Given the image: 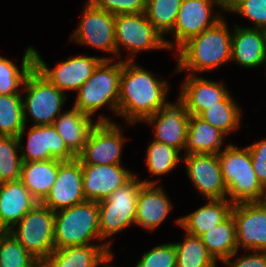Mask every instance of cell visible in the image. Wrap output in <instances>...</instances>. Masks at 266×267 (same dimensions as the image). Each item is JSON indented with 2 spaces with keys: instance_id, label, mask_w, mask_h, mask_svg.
<instances>
[{
  "instance_id": "cell-31",
  "label": "cell",
  "mask_w": 266,
  "mask_h": 267,
  "mask_svg": "<svg viewBox=\"0 0 266 267\" xmlns=\"http://www.w3.org/2000/svg\"><path fill=\"white\" fill-rule=\"evenodd\" d=\"M176 267H217V262L209 254L199 236L186 232L183 242L174 243Z\"/></svg>"
},
{
  "instance_id": "cell-39",
  "label": "cell",
  "mask_w": 266,
  "mask_h": 267,
  "mask_svg": "<svg viewBox=\"0 0 266 267\" xmlns=\"http://www.w3.org/2000/svg\"><path fill=\"white\" fill-rule=\"evenodd\" d=\"M135 267H176L174 243H163L145 252Z\"/></svg>"
},
{
  "instance_id": "cell-44",
  "label": "cell",
  "mask_w": 266,
  "mask_h": 267,
  "mask_svg": "<svg viewBox=\"0 0 266 267\" xmlns=\"http://www.w3.org/2000/svg\"><path fill=\"white\" fill-rule=\"evenodd\" d=\"M264 33H265V44H266V29L264 30Z\"/></svg>"
},
{
  "instance_id": "cell-23",
  "label": "cell",
  "mask_w": 266,
  "mask_h": 267,
  "mask_svg": "<svg viewBox=\"0 0 266 267\" xmlns=\"http://www.w3.org/2000/svg\"><path fill=\"white\" fill-rule=\"evenodd\" d=\"M37 203L20 179L0 183V231H8Z\"/></svg>"
},
{
  "instance_id": "cell-20",
  "label": "cell",
  "mask_w": 266,
  "mask_h": 267,
  "mask_svg": "<svg viewBox=\"0 0 266 267\" xmlns=\"http://www.w3.org/2000/svg\"><path fill=\"white\" fill-rule=\"evenodd\" d=\"M178 101L189 115L199 116L203 111L218 105L230 93L221 82L189 74L181 85Z\"/></svg>"
},
{
  "instance_id": "cell-28",
  "label": "cell",
  "mask_w": 266,
  "mask_h": 267,
  "mask_svg": "<svg viewBox=\"0 0 266 267\" xmlns=\"http://www.w3.org/2000/svg\"><path fill=\"white\" fill-rule=\"evenodd\" d=\"M58 171V159L22 162L20 180L31 195L41 202L56 181Z\"/></svg>"
},
{
  "instance_id": "cell-24",
  "label": "cell",
  "mask_w": 266,
  "mask_h": 267,
  "mask_svg": "<svg viewBox=\"0 0 266 267\" xmlns=\"http://www.w3.org/2000/svg\"><path fill=\"white\" fill-rule=\"evenodd\" d=\"M93 122L90 116L72 107L61 113L54 121L53 126L64 140L68 149L77 157L83 150L88 136L98 122H113L102 116Z\"/></svg>"
},
{
  "instance_id": "cell-40",
  "label": "cell",
  "mask_w": 266,
  "mask_h": 267,
  "mask_svg": "<svg viewBox=\"0 0 266 267\" xmlns=\"http://www.w3.org/2000/svg\"><path fill=\"white\" fill-rule=\"evenodd\" d=\"M97 8L114 16L120 14L144 13L147 0H89Z\"/></svg>"
},
{
  "instance_id": "cell-12",
  "label": "cell",
  "mask_w": 266,
  "mask_h": 267,
  "mask_svg": "<svg viewBox=\"0 0 266 267\" xmlns=\"http://www.w3.org/2000/svg\"><path fill=\"white\" fill-rule=\"evenodd\" d=\"M103 60L114 58L77 55L58 62L50 69L35 49V67L52 85L64 93L68 90L78 91Z\"/></svg>"
},
{
  "instance_id": "cell-43",
  "label": "cell",
  "mask_w": 266,
  "mask_h": 267,
  "mask_svg": "<svg viewBox=\"0 0 266 267\" xmlns=\"http://www.w3.org/2000/svg\"><path fill=\"white\" fill-rule=\"evenodd\" d=\"M114 258V254L109 251L108 253L105 254V256L96 264L95 267H98V265L105 264L103 267H116L112 265H107V263H110Z\"/></svg>"
},
{
  "instance_id": "cell-19",
  "label": "cell",
  "mask_w": 266,
  "mask_h": 267,
  "mask_svg": "<svg viewBox=\"0 0 266 267\" xmlns=\"http://www.w3.org/2000/svg\"><path fill=\"white\" fill-rule=\"evenodd\" d=\"M189 118V113L177 100L176 104L170 102L143 123L154 125V141L182 151L186 145Z\"/></svg>"
},
{
  "instance_id": "cell-14",
  "label": "cell",
  "mask_w": 266,
  "mask_h": 267,
  "mask_svg": "<svg viewBox=\"0 0 266 267\" xmlns=\"http://www.w3.org/2000/svg\"><path fill=\"white\" fill-rule=\"evenodd\" d=\"M237 248L266 251V201L233 204Z\"/></svg>"
},
{
  "instance_id": "cell-1",
  "label": "cell",
  "mask_w": 266,
  "mask_h": 267,
  "mask_svg": "<svg viewBox=\"0 0 266 267\" xmlns=\"http://www.w3.org/2000/svg\"><path fill=\"white\" fill-rule=\"evenodd\" d=\"M168 90L167 81L133 61L122 60L118 115L128 125L143 122L170 103L166 100Z\"/></svg>"
},
{
  "instance_id": "cell-36",
  "label": "cell",
  "mask_w": 266,
  "mask_h": 267,
  "mask_svg": "<svg viewBox=\"0 0 266 267\" xmlns=\"http://www.w3.org/2000/svg\"><path fill=\"white\" fill-rule=\"evenodd\" d=\"M179 153L178 149L153 140L147 148L146 167L152 175H165L183 163Z\"/></svg>"
},
{
  "instance_id": "cell-17",
  "label": "cell",
  "mask_w": 266,
  "mask_h": 267,
  "mask_svg": "<svg viewBox=\"0 0 266 267\" xmlns=\"http://www.w3.org/2000/svg\"><path fill=\"white\" fill-rule=\"evenodd\" d=\"M187 176L204 198L227 199L217 154H186L183 158Z\"/></svg>"
},
{
  "instance_id": "cell-25",
  "label": "cell",
  "mask_w": 266,
  "mask_h": 267,
  "mask_svg": "<svg viewBox=\"0 0 266 267\" xmlns=\"http://www.w3.org/2000/svg\"><path fill=\"white\" fill-rule=\"evenodd\" d=\"M232 206L233 203L228 199H208L207 204L182 216L175 223L185 232L200 237L223 222L231 214Z\"/></svg>"
},
{
  "instance_id": "cell-10",
  "label": "cell",
  "mask_w": 266,
  "mask_h": 267,
  "mask_svg": "<svg viewBox=\"0 0 266 267\" xmlns=\"http://www.w3.org/2000/svg\"><path fill=\"white\" fill-rule=\"evenodd\" d=\"M226 10L224 0H182L173 30L170 32L175 37L172 43L165 40L167 49H178L191 37L200 34L206 29L215 26L224 17L220 13L212 16L213 6ZM221 15V16H220ZM212 17V18H211Z\"/></svg>"
},
{
  "instance_id": "cell-34",
  "label": "cell",
  "mask_w": 266,
  "mask_h": 267,
  "mask_svg": "<svg viewBox=\"0 0 266 267\" xmlns=\"http://www.w3.org/2000/svg\"><path fill=\"white\" fill-rule=\"evenodd\" d=\"M182 0H147L145 15L155 29L165 38L170 33L177 18Z\"/></svg>"
},
{
  "instance_id": "cell-38",
  "label": "cell",
  "mask_w": 266,
  "mask_h": 267,
  "mask_svg": "<svg viewBox=\"0 0 266 267\" xmlns=\"http://www.w3.org/2000/svg\"><path fill=\"white\" fill-rule=\"evenodd\" d=\"M226 11L241 14L254 23L255 29H266V0H229Z\"/></svg>"
},
{
  "instance_id": "cell-21",
  "label": "cell",
  "mask_w": 266,
  "mask_h": 267,
  "mask_svg": "<svg viewBox=\"0 0 266 267\" xmlns=\"http://www.w3.org/2000/svg\"><path fill=\"white\" fill-rule=\"evenodd\" d=\"M231 39V60L244 68L266 66V44L263 29L234 26Z\"/></svg>"
},
{
  "instance_id": "cell-32",
  "label": "cell",
  "mask_w": 266,
  "mask_h": 267,
  "mask_svg": "<svg viewBox=\"0 0 266 267\" xmlns=\"http://www.w3.org/2000/svg\"><path fill=\"white\" fill-rule=\"evenodd\" d=\"M241 114V109L229 94L223 101L218 102V105H213L203 111L199 117L223 133L230 134L239 128Z\"/></svg>"
},
{
  "instance_id": "cell-13",
  "label": "cell",
  "mask_w": 266,
  "mask_h": 267,
  "mask_svg": "<svg viewBox=\"0 0 266 267\" xmlns=\"http://www.w3.org/2000/svg\"><path fill=\"white\" fill-rule=\"evenodd\" d=\"M122 130L115 122H98L77 156L81 164H122L121 155L126 140Z\"/></svg>"
},
{
  "instance_id": "cell-5",
  "label": "cell",
  "mask_w": 266,
  "mask_h": 267,
  "mask_svg": "<svg viewBox=\"0 0 266 267\" xmlns=\"http://www.w3.org/2000/svg\"><path fill=\"white\" fill-rule=\"evenodd\" d=\"M121 70L122 61L112 63V60H103L76 92L73 107L92 117L101 107L109 105L118 115Z\"/></svg>"
},
{
  "instance_id": "cell-37",
  "label": "cell",
  "mask_w": 266,
  "mask_h": 267,
  "mask_svg": "<svg viewBox=\"0 0 266 267\" xmlns=\"http://www.w3.org/2000/svg\"><path fill=\"white\" fill-rule=\"evenodd\" d=\"M18 149L17 137L0 135V183L20 179L22 159Z\"/></svg>"
},
{
  "instance_id": "cell-22",
  "label": "cell",
  "mask_w": 266,
  "mask_h": 267,
  "mask_svg": "<svg viewBox=\"0 0 266 267\" xmlns=\"http://www.w3.org/2000/svg\"><path fill=\"white\" fill-rule=\"evenodd\" d=\"M172 203L162 187L143 184L137 197L135 224L154 231L172 210Z\"/></svg>"
},
{
  "instance_id": "cell-26",
  "label": "cell",
  "mask_w": 266,
  "mask_h": 267,
  "mask_svg": "<svg viewBox=\"0 0 266 267\" xmlns=\"http://www.w3.org/2000/svg\"><path fill=\"white\" fill-rule=\"evenodd\" d=\"M111 242L55 249L41 267H95L111 249Z\"/></svg>"
},
{
  "instance_id": "cell-30",
  "label": "cell",
  "mask_w": 266,
  "mask_h": 267,
  "mask_svg": "<svg viewBox=\"0 0 266 267\" xmlns=\"http://www.w3.org/2000/svg\"><path fill=\"white\" fill-rule=\"evenodd\" d=\"M34 67L35 49L32 46H29L23 55L21 70L18 69L12 60L0 56V94H23L18 88L24 85L28 74Z\"/></svg>"
},
{
  "instance_id": "cell-29",
  "label": "cell",
  "mask_w": 266,
  "mask_h": 267,
  "mask_svg": "<svg viewBox=\"0 0 266 267\" xmlns=\"http://www.w3.org/2000/svg\"><path fill=\"white\" fill-rule=\"evenodd\" d=\"M200 238L216 262L238 254L236 225L231 214Z\"/></svg>"
},
{
  "instance_id": "cell-3",
  "label": "cell",
  "mask_w": 266,
  "mask_h": 267,
  "mask_svg": "<svg viewBox=\"0 0 266 267\" xmlns=\"http://www.w3.org/2000/svg\"><path fill=\"white\" fill-rule=\"evenodd\" d=\"M217 155L230 202L265 201L266 189L257 179L248 147L239 148L228 144Z\"/></svg>"
},
{
  "instance_id": "cell-4",
  "label": "cell",
  "mask_w": 266,
  "mask_h": 267,
  "mask_svg": "<svg viewBox=\"0 0 266 267\" xmlns=\"http://www.w3.org/2000/svg\"><path fill=\"white\" fill-rule=\"evenodd\" d=\"M98 218V202L91 200L55 212V249L87 245L95 238L102 240Z\"/></svg>"
},
{
  "instance_id": "cell-11",
  "label": "cell",
  "mask_w": 266,
  "mask_h": 267,
  "mask_svg": "<svg viewBox=\"0 0 266 267\" xmlns=\"http://www.w3.org/2000/svg\"><path fill=\"white\" fill-rule=\"evenodd\" d=\"M86 1L82 19L78 28L71 34V41L112 53L113 56L117 55L115 16L97 8L91 1Z\"/></svg>"
},
{
  "instance_id": "cell-6",
  "label": "cell",
  "mask_w": 266,
  "mask_h": 267,
  "mask_svg": "<svg viewBox=\"0 0 266 267\" xmlns=\"http://www.w3.org/2000/svg\"><path fill=\"white\" fill-rule=\"evenodd\" d=\"M54 219L55 212L38 202L7 232L42 264L55 250Z\"/></svg>"
},
{
  "instance_id": "cell-9",
  "label": "cell",
  "mask_w": 266,
  "mask_h": 267,
  "mask_svg": "<svg viewBox=\"0 0 266 267\" xmlns=\"http://www.w3.org/2000/svg\"><path fill=\"white\" fill-rule=\"evenodd\" d=\"M115 44L118 57L121 46L129 52L126 61H134L133 54L144 50H168L165 38L155 29L145 13L115 16Z\"/></svg>"
},
{
  "instance_id": "cell-15",
  "label": "cell",
  "mask_w": 266,
  "mask_h": 267,
  "mask_svg": "<svg viewBox=\"0 0 266 267\" xmlns=\"http://www.w3.org/2000/svg\"><path fill=\"white\" fill-rule=\"evenodd\" d=\"M25 128L17 136L22 162L58 159L73 160L76 156L68 149L62 137L53 125H37L28 129L27 145L21 144Z\"/></svg>"
},
{
  "instance_id": "cell-18",
  "label": "cell",
  "mask_w": 266,
  "mask_h": 267,
  "mask_svg": "<svg viewBox=\"0 0 266 267\" xmlns=\"http://www.w3.org/2000/svg\"><path fill=\"white\" fill-rule=\"evenodd\" d=\"M81 167L85 199L96 202L106 199L117 188L123 187L136 175L121 164H81Z\"/></svg>"
},
{
  "instance_id": "cell-42",
  "label": "cell",
  "mask_w": 266,
  "mask_h": 267,
  "mask_svg": "<svg viewBox=\"0 0 266 267\" xmlns=\"http://www.w3.org/2000/svg\"><path fill=\"white\" fill-rule=\"evenodd\" d=\"M254 252V253H253ZM252 254L243 255L231 262L234 256L223 260L228 267H266V251H253Z\"/></svg>"
},
{
  "instance_id": "cell-27",
  "label": "cell",
  "mask_w": 266,
  "mask_h": 267,
  "mask_svg": "<svg viewBox=\"0 0 266 267\" xmlns=\"http://www.w3.org/2000/svg\"><path fill=\"white\" fill-rule=\"evenodd\" d=\"M226 136L197 115H190L185 145L186 154H218Z\"/></svg>"
},
{
  "instance_id": "cell-33",
  "label": "cell",
  "mask_w": 266,
  "mask_h": 267,
  "mask_svg": "<svg viewBox=\"0 0 266 267\" xmlns=\"http://www.w3.org/2000/svg\"><path fill=\"white\" fill-rule=\"evenodd\" d=\"M23 94H0V135L17 137L25 128Z\"/></svg>"
},
{
  "instance_id": "cell-8",
  "label": "cell",
  "mask_w": 266,
  "mask_h": 267,
  "mask_svg": "<svg viewBox=\"0 0 266 267\" xmlns=\"http://www.w3.org/2000/svg\"><path fill=\"white\" fill-rule=\"evenodd\" d=\"M22 91L26 93L22 97L25 125L29 122L28 115L34 126L53 125L67 99L65 93L52 85L36 67L28 74Z\"/></svg>"
},
{
  "instance_id": "cell-16",
  "label": "cell",
  "mask_w": 266,
  "mask_h": 267,
  "mask_svg": "<svg viewBox=\"0 0 266 267\" xmlns=\"http://www.w3.org/2000/svg\"><path fill=\"white\" fill-rule=\"evenodd\" d=\"M85 200L80 160L77 157L68 161L59 160L56 181L40 203L57 212Z\"/></svg>"
},
{
  "instance_id": "cell-7",
  "label": "cell",
  "mask_w": 266,
  "mask_h": 267,
  "mask_svg": "<svg viewBox=\"0 0 266 267\" xmlns=\"http://www.w3.org/2000/svg\"><path fill=\"white\" fill-rule=\"evenodd\" d=\"M135 175L123 187L117 188L106 199L98 202L99 230L102 240L135 224L137 197L143 184H157Z\"/></svg>"
},
{
  "instance_id": "cell-35",
  "label": "cell",
  "mask_w": 266,
  "mask_h": 267,
  "mask_svg": "<svg viewBox=\"0 0 266 267\" xmlns=\"http://www.w3.org/2000/svg\"><path fill=\"white\" fill-rule=\"evenodd\" d=\"M10 233L0 231V267H41Z\"/></svg>"
},
{
  "instance_id": "cell-41",
  "label": "cell",
  "mask_w": 266,
  "mask_h": 267,
  "mask_svg": "<svg viewBox=\"0 0 266 267\" xmlns=\"http://www.w3.org/2000/svg\"><path fill=\"white\" fill-rule=\"evenodd\" d=\"M251 154L252 166L257 179L266 189V139L247 146Z\"/></svg>"
},
{
  "instance_id": "cell-2",
  "label": "cell",
  "mask_w": 266,
  "mask_h": 267,
  "mask_svg": "<svg viewBox=\"0 0 266 267\" xmlns=\"http://www.w3.org/2000/svg\"><path fill=\"white\" fill-rule=\"evenodd\" d=\"M225 19L215 26L204 30L182 44L177 50V68L175 72L189 70L195 75L211 71L220 65L231 62V39Z\"/></svg>"
}]
</instances>
